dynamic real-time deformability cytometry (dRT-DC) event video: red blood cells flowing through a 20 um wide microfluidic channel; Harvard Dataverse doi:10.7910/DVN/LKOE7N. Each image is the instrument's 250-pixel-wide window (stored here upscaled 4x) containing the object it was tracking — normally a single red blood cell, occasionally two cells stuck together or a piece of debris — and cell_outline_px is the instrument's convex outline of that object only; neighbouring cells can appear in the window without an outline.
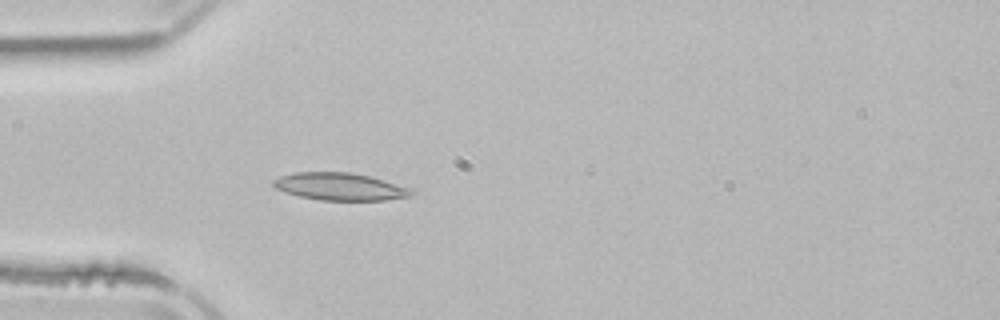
{"species": "common noctule bat (a hibernating species)", "species_latin": "Nyctalus noctula", "temperature_condition": "room temperature", "stored_images_in_passage": 3, "camera_frame_rate_fps": 3000, "um_per_image_px": 0.085, "animal": {"sex": "male", "body_mass_g": 21.5, "forearm_length_mm": 52.0}, "frame": {"image": 1, "passage_image": 3, "time_ms": 2.667, "image_size_px": [1000, 320], "cell_outline_px": [[416, 192], [412, 196], [384, 200], [320, 200], [300, 196], [284, 192], [276, 188], [272, 184], [272, 180], [280, 176], [292, 172], [352, 172], [384, 180], [408, 188]], "centroid_in_image_um": [28.86, 15.85], "position_along_channel_um": 56.1, "area_um2": 22.02}}